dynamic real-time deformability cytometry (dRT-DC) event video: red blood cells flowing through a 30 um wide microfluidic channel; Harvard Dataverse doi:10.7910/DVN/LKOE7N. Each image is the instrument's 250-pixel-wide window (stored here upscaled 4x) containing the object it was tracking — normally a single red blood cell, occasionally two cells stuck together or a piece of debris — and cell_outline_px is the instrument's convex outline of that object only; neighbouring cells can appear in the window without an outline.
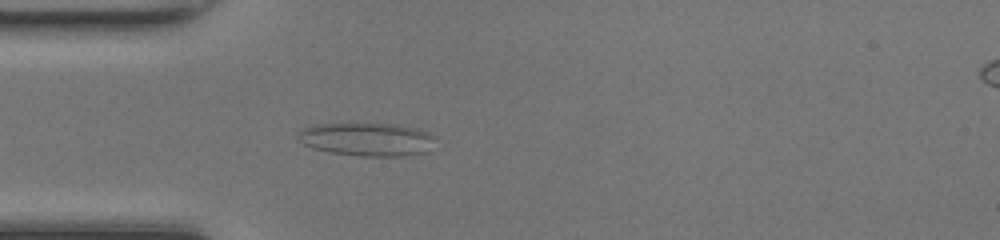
{"species": "common noctule bat (a hibernating species)", "species_latin": "Nyctalus noctula", "temperature_condition": "room temperature", "stored_images_in_passage": 38, "camera_frame_rate_fps": 3000, "um_per_image_px": 0.085, "animal": {"sex": "female", "body_mass_g": 17.0, "forearm_length_mm": 48.0}, "frame": {"image": 1, "passage_image": 5, "time_ms": 1.333, "image_size_px": [1000, 240], "cell_outline_px": [[436, 136], [428, 152], [404, 156], [360, 156], [328, 152], [312, 148], [296, 140], [296, 132], [300, 128], [312, 124], [400, 124], [416, 128], [428, 132]], "centroid_in_image_um": [31.15, 11.84], "position_along_channel_um": 53.9, "area_um2": 27.11}}
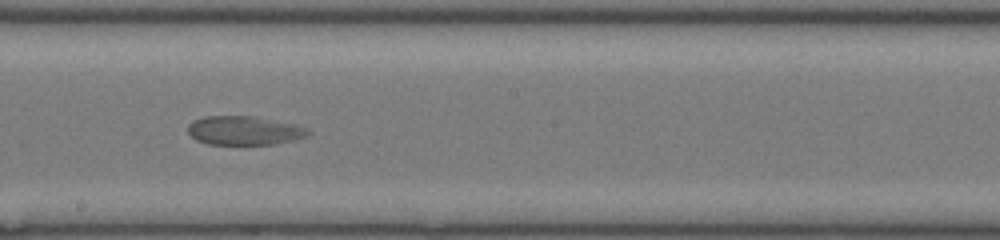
{"frame": {"image": 2, "passage_image": 18, "time_ms": 5.667, "image_size_px": [1000, 240], "cell_outline_px": [[312, 132], [308, 136], [276, 144], [208, 144], [196, 140], [188, 132], [188, 124], [192, 120], [204, 116], [252, 116], [296, 124], [308, 128]], "centroid_in_image_um": [20.77, 11.09], "position_along_channel_um": 227.4, "area_um2": 20.35}}
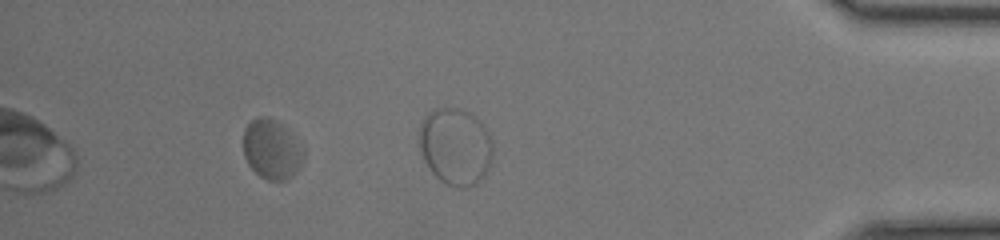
{"frame": {"image": 3, "passage_image": 33, "time_ms": 10.667, "image_size_px": [1000, 240], "cell_outline_px": [[304, 160], [300, 168], [288, 180], [268, 180], [260, 176], [248, 164], [244, 156], [244, 128], [256, 116], [264, 116], [276, 120], [304, 148]], "centroid_in_image_um": [23.1, 12.71], "position_along_channel_um": 412.1, "area_um2": 20.87}}